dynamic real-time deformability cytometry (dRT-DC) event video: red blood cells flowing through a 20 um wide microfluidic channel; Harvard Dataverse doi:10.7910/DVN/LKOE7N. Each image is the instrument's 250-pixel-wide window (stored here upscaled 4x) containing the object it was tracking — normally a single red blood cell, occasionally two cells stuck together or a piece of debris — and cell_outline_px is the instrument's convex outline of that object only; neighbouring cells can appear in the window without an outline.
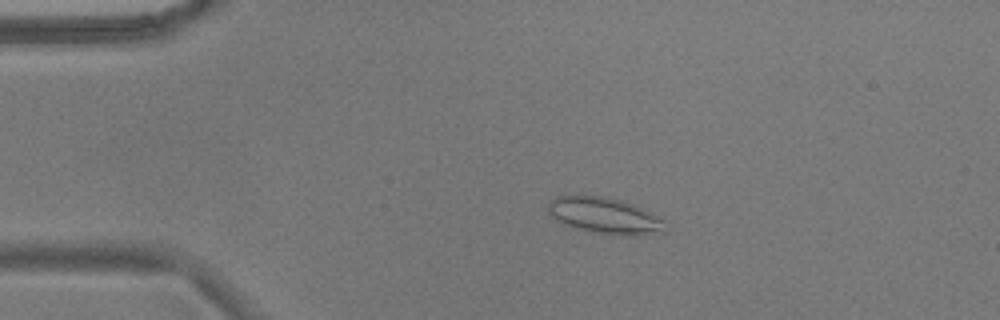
{"species": "common noctule bat (a hibernating species)", "species_latin": "Nyctalus noctula", "temperature_condition": "warm", "stored_images_in_passage": 55, "camera_frame_rate_fps": 3000, "um_per_image_px": 0.085, "animal": {"sex": "male", "body_mass_g": 17.9}, "frame": {"image": 1, "passage_image": 12, "time_ms": 3.667, "image_size_px": [1000, 320], "cell_outline_px": [[664, 232], [644, 236], [628, 236], [588, 232], [572, 228], [556, 220], [548, 212], [548, 204], [556, 196], [580, 192], [604, 196], [620, 200], [644, 208], [664, 220]], "centroid_in_image_um": [51.36, 18.31], "position_along_channel_um": 33.6, "area_um2": 25.66}}
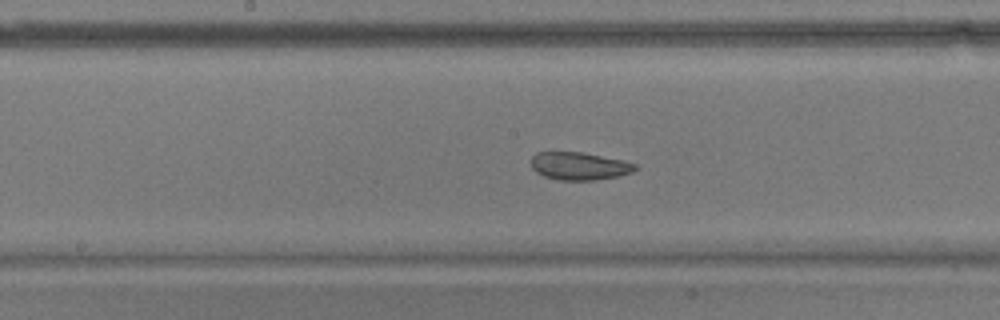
{"frame": {"image": 2, "passage_image": 29, "time_ms": 9.333, "image_size_px": [1000, 320], "cell_outline_px": [[636, 168], [632, 172], [616, 176], [596, 180], [560, 180], [544, 176], [536, 172], [532, 168], [532, 156], [536, 152], [580, 152], [624, 160], [636, 164]], "centroid_in_image_um": [49.22, 14.11], "position_along_channel_um": 199.0, "area_um2": 16.7}}
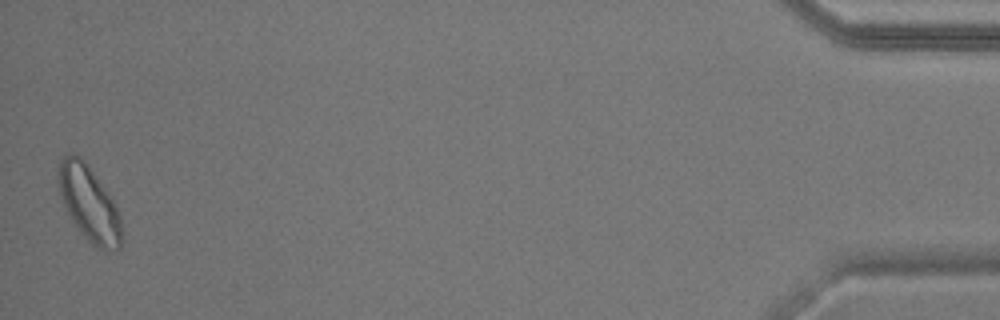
{"frame": {"image": 3, "passage_image": 55, "time_ms": 18.0, "image_size_px": [1000, 320], "cell_outline_px": [[120, 248], [116, 252], [108, 252], [92, 244], [80, 232], [72, 220], [64, 204], [60, 192], [56, 176], [60, 160], [64, 152], [72, 152], [80, 156], [88, 164], [112, 200], [120, 216]], "centroid_in_image_um": [7.53, 17.25], "position_along_channel_um": 427.7, "area_um2": 27.57}, "authors_computed_cell_mechanics": {"area_um2": 22.4842, "velocity_mm_per_s": 3.6761, "shape_relaxation_time_tau1_ms": null, "shape_relaxation_time_tau2_ms": 3.3907, "deformation_change_tau1": null, "deformation_change_tau2": 0.0938}}